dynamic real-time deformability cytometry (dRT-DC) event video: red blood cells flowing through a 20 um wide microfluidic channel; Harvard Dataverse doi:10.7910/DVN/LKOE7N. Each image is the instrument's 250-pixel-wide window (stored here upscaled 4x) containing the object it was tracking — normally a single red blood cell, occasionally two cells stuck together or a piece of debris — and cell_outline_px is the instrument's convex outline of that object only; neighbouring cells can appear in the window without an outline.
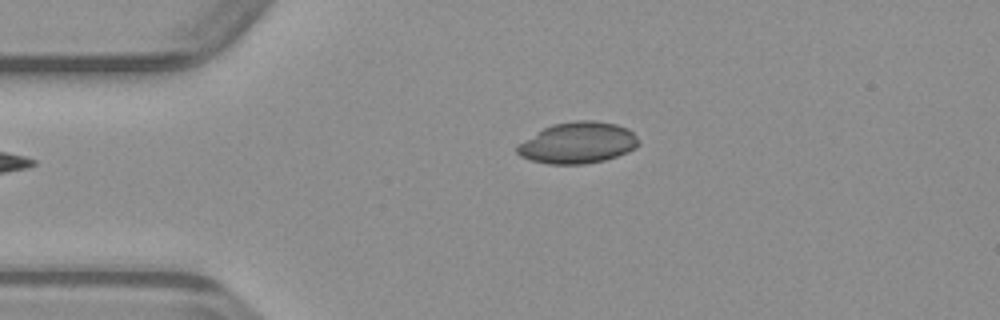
{"species": "common noctule bat (a hibernating species)", "species_latin": "Nyctalus noctula", "temperature_condition": "warm", "stored_images_in_passage": 34, "camera_frame_rate_fps": 3000, "um_per_image_px": 0.085, "animal": {"sex": "male", "body_mass_g": 23.1, "forearm_length_mm": 52.7}, "frame": {"image": 1, "passage_image": 1, "time_ms": 0.0, "image_size_px": [1000, 320], "cell_outline_px": [[640, 144], [636, 148], [628, 152], [604, 160], [584, 164], [548, 164], [532, 160], [520, 156], [516, 152], [516, 148], [524, 140], [544, 128], [552, 124], [576, 120], [592, 120], [616, 124], [628, 128], [636, 136]], "centroid_in_image_um": [49.13, 12.14], "position_along_channel_um": 35.9, "area_um2": 29.13}}
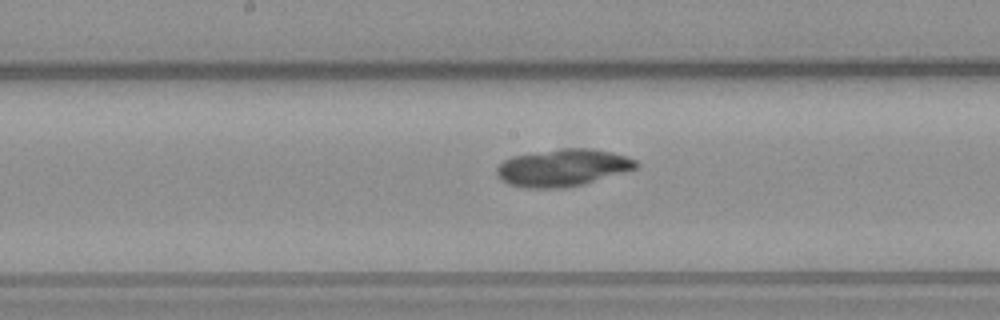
{"frame": {"image": 2, "passage_image": 15, "time_ms": 4.667, "image_size_px": [1000, 320], "cell_outline_px": [[640, 164], [636, 168], [584, 184], [568, 188], [524, 188], [508, 184], [500, 180], [496, 176], [496, 168], [504, 160], [512, 156], [560, 148], [588, 148], [612, 152], [628, 156], [636, 160]], "centroid_in_image_um": [47.81, 14.26], "position_along_channel_um": 200.4, "area_um2": 30.46}}
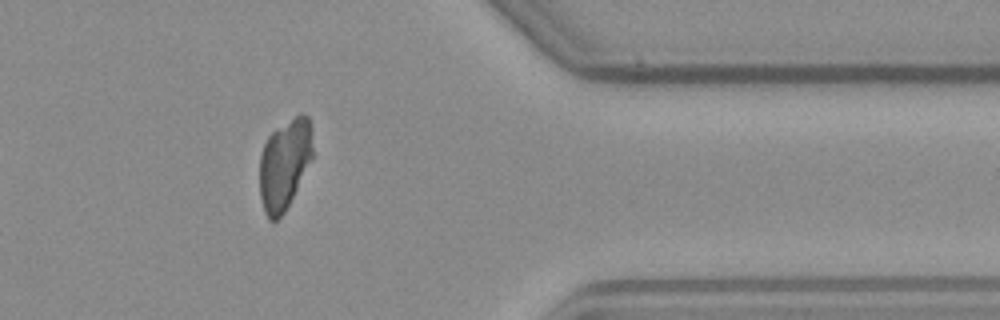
{"frame": {"image": 3, "passage_image": 30, "time_ms": 9.667, "image_size_px": [1000, 320], "cell_outline_px": [[312, 160], [284, 212], [276, 220], [268, 220], [264, 212], [260, 196], [260, 156], [264, 144], [268, 136], [276, 128], [300, 112], [304, 112], [308, 116], [312, 128]], "centroid_in_image_um": [24.19, 13.91], "position_along_channel_um": 387.2, "area_um2": 28.09}}